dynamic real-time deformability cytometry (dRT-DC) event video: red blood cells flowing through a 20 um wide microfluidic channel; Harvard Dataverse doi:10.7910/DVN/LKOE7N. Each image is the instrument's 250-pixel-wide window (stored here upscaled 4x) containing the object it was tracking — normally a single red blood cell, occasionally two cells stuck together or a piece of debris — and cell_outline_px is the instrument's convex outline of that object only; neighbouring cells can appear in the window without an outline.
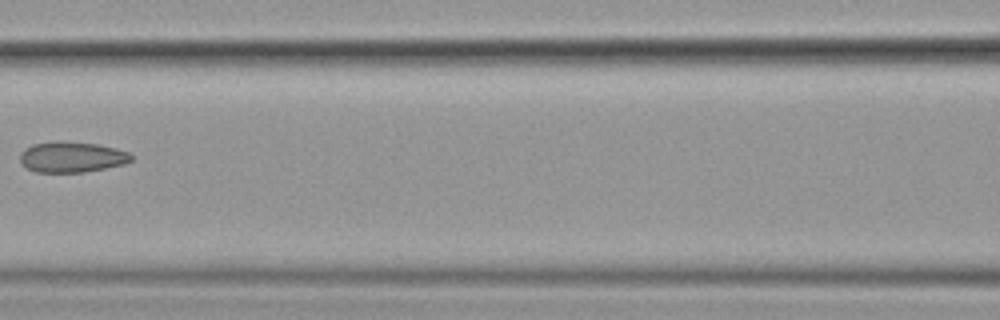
{"species": "common noctule bat (a hibernating species)", "species_latin": "Nyctalus noctula", "temperature_condition": "cold", "stored_images_in_passage": 5, "camera_frame_rate_fps": 3000, "um_per_image_px": 0.085, "animal": {"sex": "female", "body_mass_g": 19.9}, "frame": {"image": 1, "passage_image": 5, "time_ms": 1.333, "image_size_px": [1000, 320], "cell_outline_px": [[132, 160], [124, 164], [84, 172], [36, 172], [20, 164], [20, 152], [24, 148], [32, 144], [56, 140], [60, 140], [96, 144], [116, 148], [128, 152], [132, 156]], "centroid_in_image_um": [6.06, 13.33], "position_along_channel_um": 160.5, "area_um2": 20.06}}